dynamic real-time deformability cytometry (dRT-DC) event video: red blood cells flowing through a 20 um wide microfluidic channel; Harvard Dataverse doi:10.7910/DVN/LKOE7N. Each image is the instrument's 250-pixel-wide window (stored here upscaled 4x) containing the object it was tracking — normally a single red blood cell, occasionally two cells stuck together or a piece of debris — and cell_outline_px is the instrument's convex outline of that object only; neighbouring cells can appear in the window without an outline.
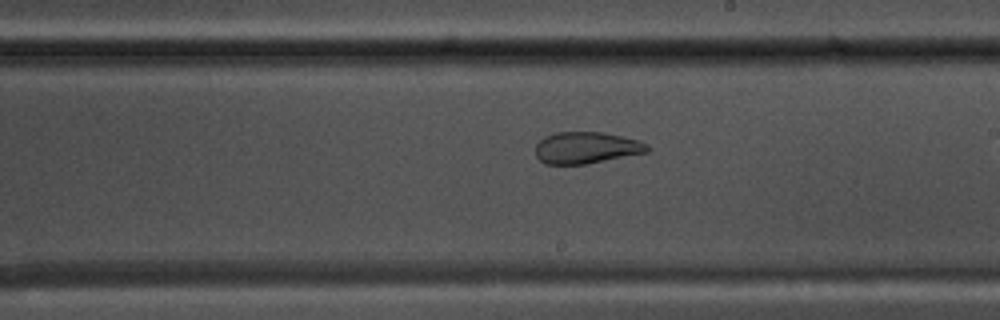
{"species": "common noctule bat (a hibernating species)", "species_latin": "Nyctalus noctula", "temperature_condition": "warm", "stored_images_in_passage": 38, "camera_frame_rate_fps": 3000, "um_per_image_px": 0.085, "animal": {"sex": "male", "body_mass_g": 17.5, "forearm_length_mm": 52.3}, "frame": {"image": 1, "passage_image": 27, "time_ms": 8.667, "image_size_px": [1000, 320], "cell_outline_px": [[652, 148], [648, 152], [588, 164], [544, 164], [536, 156], [536, 144], [544, 136], [556, 132], [604, 132], [624, 136], [640, 140], [648, 144]], "centroid_in_image_um": [49.88, 12.55], "position_along_channel_um": 239.1, "area_um2": 20.98}}